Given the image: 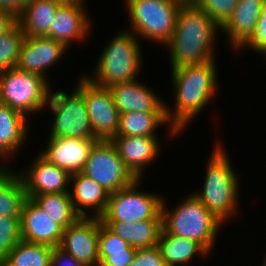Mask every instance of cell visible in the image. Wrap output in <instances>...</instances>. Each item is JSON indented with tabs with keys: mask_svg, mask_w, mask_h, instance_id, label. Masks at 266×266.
<instances>
[{
	"mask_svg": "<svg viewBox=\"0 0 266 266\" xmlns=\"http://www.w3.org/2000/svg\"><path fill=\"white\" fill-rule=\"evenodd\" d=\"M220 27L191 0H185L177 13L174 33L164 45L171 52V70L215 59L214 38Z\"/></svg>",
	"mask_w": 266,
	"mask_h": 266,
	"instance_id": "cell-1",
	"label": "cell"
},
{
	"mask_svg": "<svg viewBox=\"0 0 266 266\" xmlns=\"http://www.w3.org/2000/svg\"><path fill=\"white\" fill-rule=\"evenodd\" d=\"M216 70L214 59L172 70L175 106L173 111L165 106V113L173 136L183 131L213 97L217 89Z\"/></svg>",
	"mask_w": 266,
	"mask_h": 266,
	"instance_id": "cell-2",
	"label": "cell"
},
{
	"mask_svg": "<svg viewBox=\"0 0 266 266\" xmlns=\"http://www.w3.org/2000/svg\"><path fill=\"white\" fill-rule=\"evenodd\" d=\"M217 145L209 156L203 191L193 195L218 220L225 223L238 211L239 182L226 151Z\"/></svg>",
	"mask_w": 266,
	"mask_h": 266,
	"instance_id": "cell-3",
	"label": "cell"
},
{
	"mask_svg": "<svg viewBox=\"0 0 266 266\" xmlns=\"http://www.w3.org/2000/svg\"><path fill=\"white\" fill-rule=\"evenodd\" d=\"M124 31L116 34L104 48L96 65V77L86 76L93 84L109 88L117 83L134 81L139 75L143 63L141 43L133 32Z\"/></svg>",
	"mask_w": 266,
	"mask_h": 266,
	"instance_id": "cell-4",
	"label": "cell"
},
{
	"mask_svg": "<svg viewBox=\"0 0 266 266\" xmlns=\"http://www.w3.org/2000/svg\"><path fill=\"white\" fill-rule=\"evenodd\" d=\"M164 202L162 200L161 205L163 229L169 234L193 239L211 252L223 223L193 194L177 204L172 211L166 210Z\"/></svg>",
	"mask_w": 266,
	"mask_h": 266,
	"instance_id": "cell-5",
	"label": "cell"
},
{
	"mask_svg": "<svg viewBox=\"0 0 266 266\" xmlns=\"http://www.w3.org/2000/svg\"><path fill=\"white\" fill-rule=\"evenodd\" d=\"M185 0H127L131 32L137 38L167 44L173 36L177 13ZM140 36V37H139Z\"/></svg>",
	"mask_w": 266,
	"mask_h": 266,
	"instance_id": "cell-6",
	"label": "cell"
},
{
	"mask_svg": "<svg viewBox=\"0 0 266 266\" xmlns=\"http://www.w3.org/2000/svg\"><path fill=\"white\" fill-rule=\"evenodd\" d=\"M48 80L17 67L0 72V93L4 105L24 115L47 107L50 95Z\"/></svg>",
	"mask_w": 266,
	"mask_h": 266,
	"instance_id": "cell-7",
	"label": "cell"
},
{
	"mask_svg": "<svg viewBox=\"0 0 266 266\" xmlns=\"http://www.w3.org/2000/svg\"><path fill=\"white\" fill-rule=\"evenodd\" d=\"M140 180L109 194L107 208L100 217L101 222H139L145 220H163L162 200L159 195L138 191ZM137 190V191H136Z\"/></svg>",
	"mask_w": 266,
	"mask_h": 266,
	"instance_id": "cell-8",
	"label": "cell"
},
{
	"mask_svg": "<svg viewBox=\"0 0 266 266\" xmlns=\"http://www.w3.org/2000/svg\"><path fill=\"white\" fill-rule=\"evenodd\" d=\"M50 94L47 105L55 117L49 138H94L83 94L77 88Z\"/></svg>",
	"mask_w": 266,
	"mask_h": 266,
	"instance_id": "cell-9",
	"label": "cell"
},
{
	"mask_svg": "<svg viewBox=\"0 0 266 266\" xmlns=\"http://www.w3.org/2000/svg\"><path fill=\"white\" fill-rule=\"evenodd\" d=\"M82 173L109 194L131 185L137 178L126 167L111 141L98 140L91 148Z\"/></svg>",
	"mask_w": 266,
	"mask_h": 266,
	"instance_id": "cell-10",
	"label": "cell"
},
{
	"mask_svg": "<svg viewBox=\"0 0 266 266\" xmlns=\"http://www.w3.org/2000/svg\"><path fill=\"white\" fill-rule=\"evenodd\" d=\"M82 77L76 88L84 96L94 138L111 141L117 136L120 119L112 94L109 88L93 84L86 75Z\"/></svg>",
	"mask_w": 266,
	"mask_h": 266,
	"instance_id": "cell-11",
	"label": "cell"
},
{
	"mask_svg": "<svg viewBox=\"0 0 266 266\" xmlns=\"http://www.w3.org/2000/svg\"><path fill=\"white\" fill-rule=\"evenodd\" d=\"M58 247L86 266H98L99 218L80 217L63 230Z\"/></svg>",
	"mask_w": 266,
	"mask_h": 266,
	"instance_id": "cell-12",
	"label": "cell"
},
{
	"mask_svg": "<svg viewBox=\"0 0 266 266\" xmlns=\"http://www.w3.org/2000/svg\"><path fill=\"white\" fill-rule=\"evenodd\" d=\"M36 158L35 163L28 167L29 170L17 172L24 184L27 197L32 199L40 194L70 192V174L49 162L41 154Z\"/></svg>",
	"mask_w": 266,
	"mask_h": 266,
	"instance_id": "cell-13",
	"label": "cell"
},
{
	"mask_svg": "<svg viewBox=\"0 0 266 266\" xmlns=\"http://www.w3.org/2000/svg\"><path fill=\"white\" fill-rule=\"evenodd\" d=\"M97 141L96 138H49L46 150L40 154L71 175L82 172L90 150Z\"/></svg>",
	"mask_w": 266,
	"mask_h": 266,
	"instance_id": "cell-14",
	"label": "cell"
},
{
	"mask_svg": "<svg viewBox=\"0 0 266 266\" xmlns=\"http://www.w3.org/2000/svg\"><path fill=\"white\" fill-rule=\"evenodd\" d=\"M21 240L58 247L63 228L54 222L31 198H27L20 217Z\"/></svg>",
	"mask_w": 266,
	"mask_h": 266,
	"instance_id": "cell-15",
	"label": "cell"
},
{
	"mask_svg": "<svg viewBox=\"0 0 266 266\" xmlns=\"http://www.w3.org/2000/svg\"><path fill=\"white\" fill-rule=\"evenodd\" d=\"M67 49L63 43L51 38L25 36L16 67L46 78L44 71L54 65Z\"/></svg>",
	"mask_w": 266,
	"mask_h": 266,
	"instance_id": "cell-16",
	"label": "cell"
},
{
	"mask_svg": "<svg viewBox=\"0 0 266 266\" xmlns=\"http://www.w3.org/2000/svg\"><path fill=\"white\" fill-rule=\"evenodd\" d=\"M120 114L127 112L165 113L166 104L156 93L138 80L117 83L109 87Z\"/></svg>",
	"mask_w": 266,
	"mask_h": 266,
	"instance_id": "cell-17",
	"label": "cell"
},
{
	"mask_svg": "<svg viewBox=\"0 0 266 266\" xmlns=\"http://www.w3.org/2000/svg\"><path fill=\"white\" fill-rule=\"evenodd\" d=\"M84 3H63L50 25L49 33L45 36L63 43L66 47L73 41H82L90 31V20L83 7Z\"/></svg>",
	"mask_w": 266,
	"mask_h": 266,
	"instance_id": "cell-18",
	"label": "cell"
},
{
	"mask_svg": "<svg viewBox=\"0 0 266 266\" xmlns=\"http://www.w3.org/2000/svg\"><path fill=\"white\" fill-rule=\"evenodd\" d=\"M157 139L144 136H115L111 142L126 167L137 179H141L143 168L148 167L158 157L160 143Z\"/></svg>",
	"mask_w": 266,
	"mask_h": 266,
	"instance_id": "cell-19",
	"label": "cell"
},
{
	"mask_svg": "<svg viewBox=\"0 0 266 266\" xmlns=\"http://www.w3.org/2000/svg\"><path fill=\"white\" fill-rule=\"evenodd\" d=\"M266 0H239L230 18L221 27L233 49L241 48L254 32Z\"/></svg>",
	"mask_w": 266,
	"mask_h": 266,
	"instance_id": "cell-20",
	"label": "cell"
},
{
	"mask_svg": "<svg viewBox=\"0 0 266 266\" xmlns=\"http://www.w3.org/2000/svg\"><path fill=\"white\" fill-rule=\"evenodd\" d=\"M70 181H73V192L69 193L75 212L80 217L100 218L107 208L109 193L82 172L71 174ZM87 209H93L96 212L90 216L87 214Z\"/></svg>",
	"mask_w": 266,
	"mask_h": 266,
	"instance_id": "cell-21",
	"label": "cell"
},
{
	"mask_svg": "<svg viewBox=\"0 0 266 266\" xmlns=\"http://www.w3.org/2000/svg\"><path fill=\"white\" fill-rule=\"evenodd\" d=\"M111 232L137 249L153 248L163 229V220L133 222H102Z\"/></svg>",
	"mask_w": 266,
	"mask_h": 266,
	"instance_id": "cell-22",
	"label": "cell"
},
{
	"mask_svg": "<svg viewBox=\"0 0 266 266\" xmlns=\"http://www.w3.org/2000/svg\"><path fill=\"white\" fill-rule=\"evenodd\" d=\"M28 117L10 108L8 105L0 107V157L12 155L24 143L27 136ZM4 157V158H3Z\"/></svg>",
	"mask_w": 266,
	"mask_h": 266,
	"instance_id": "cell-23",
	"label": "cell"
},
{
	"mask_svg": "<svg viewBox=\"0 0 266 266\" xmlns=\"http://www.w3.org/2000/svg\"><path fill=\"white\" fill-rule=\"evenodd\" d=\"M61 4L56 0H31L17 19L24 35L45 37Z\"/></svg>",
	"mask_w": 266,
	"mask_h": 266,
	"instance_id": "cell-24",
	"label": "cell"
},
{
	"mask_svg": "<svg viewBox=\"0 0 266 266\" xmlns=\"http://www.w3.org/2000/svg\"><path fill=\"white\" fill-rule=\"evenodd\" d=\"M166 266L186 265L196 254L208 255L209 252L197 241L178 237L162 229L158 245Z\"/></svg>",
	"mask_w": 266,
	"mask_h": 266,
	"instance_id": "cell-25",
	"label": "cell"
},
{
	"mask_svg": "<svg viewBox=\"0 0 266 266\" xmlns=\"http://www.w3.org/2000/svg\"><path fill=\"white\" fill-rule=\"evenodd\" d=\"M19 175L6 167L0 172V216L21 217L27 199Z\"/></svg>",
	"mask_w": 266,
	"mask_h": 266,
	"instance_id": "cell-26",
	"label": "cell"
},
{
	"mask_svg": "<svg viewBox=\"0 0 266 266\" xmlns=\"http://www.w3.org/2000/svg\"><path fill=\"white\" fill-rule=\"evenodd\" d=\"M32 200L63 229L80 218L74 210L69 192L35 195Z\"/></svg>",
	"mask_w": 266,
	"mask_h": 266,
	"instance_id": "cell-27",
	"label": "cell"
},
{
	"mask_svg": "<svg viewBox=\"0 0 266 266\" xmlns=\"http://www.w3.org/2000/svg\"><path fill=\"white\" fill-rule=\"evenodd\" d=\"M166 123V113L127 112L120 114L117 136L157 137L155 130Z\"/></svg>",
	"mask_w": 266,
	"mask_h": 266,
	"instance_id": "cell-28",
	"label": "cell"
},
{
	"mask_svg": "<svg viewBox=\"0 0 266 266\" xmlns=\"http://www.w3.org/2000/svg\"><path fill=\"white\" fill-rule=\"evenodd\" d=\"M52 246L20 240L0 266H50Z\"/></svg>",
	"mask_w": 266,
	"mask_h": 266,
	"instance_id": "cell-29",
	"label": "cell"
},
{
	"mask_svg": "<svg viewBox=\"0 0 266 266\" xmlns=\"http://www.w3.org/2000/svg\"><path fill=\"white\" fill-rule=\"evenodd\" d=\"M24 39L25 35L18 22L0 35V72L17 66Z\"/></svg>",
	"mask_w": 266,
	"mask_h": 266,
	"instance_id": "cell-30",
	"label": "cell"
},
{
	"mask_svg": "<svg viewBox=\"0 0 266 266\" xmlns=\"http://www.w3.org/2000/svg\"><path fill=\"white\" fill-rule=\"evenodd\" d=\"M20 240V217L0 216V263Z\"/></svg>",
	"mask_w": 266,
	"mask_h": 266,
	"instance_id": "cell-31",
	"label": "cell"
},
{
	"mask_svg": "<svg viewBox=\"0 0 266 266\" xmlns=\"http://www.w3.org/2000/svg\"><path fill=\"white\" fill-rule=\"evenodd\" d=\"M221 28L230 18L239 0H191Z\"/></svg>",
	"mask_w": 266,
	"mask_h": 266,
	"instance_id": "cell-32",
	"label": "cell"
},
{
	"mask_svg": "<svg viewBox=\"0 0 266 266\" xmlns=\"http://www.w3.org/2000/svg\"><path fill=\"white\" fill-rule=\"evenodd\" d=\"M130 245L111 232L99 218V255H109V252L125 251Z\"/></svg>",
	"mask_w": 266,
	"mask_h": 266,
	"instance_id": "cell-33",
	"label": "cell"
},
{
	"mask_svg": "<svg viewBox=\"0 0 266 266\" xmlns=\"http://www.w3.org/2000/svg\"><path fill=\"white\" fill-rule=\"evenodd\" d=\"M251 47L266 56V3L257 21L252 37L241 47Z\"/></svg>",
	"mask_w": 266,
	"mask_h": 266,
	"instance_id": "cell-34",
	"label": "cell"
},
{
	"mask_svg": "<svg viewBox=\"0 0 266 266\" xmlns=\"http://www.w3.org/2000/svg\"><path fill=\"white\" fill-rule=\"evenodd\" d=\"M128 266H166L157 246L137 249L133 261Z\"/></svg>",
	"mask_w": 266,
	"mask_h": 266,
	"instance_id": "cell-35",
	"label": "cell"
},
{
	"mask_svg": "<svg viewBox=\"0 0 266 266\" xmlns=\"http://www.w3.org/2000/svg\"><path fill=\"white\" fill-rule=\"evenodd\" d=\"M137 248L129 246L125 251L109 252L99 255L98 266H128L134 259Z\"/></svg>",
	"mask_w": 266,
	"mask_h": 266,
	"instance_id": "cell-36",
	"label": "cell"
},
{
	"mask_svg": "<svg viewBox=\"0 0 266 266\" xmlns=\"http://www.w3.org/2000/svg\"><path fill=\"white\" fill-rule=\"evenodd\" d=\"M50 266H86L60 247H53L50 255Z\"/></svg>",
	"mask_w": 266,
	"mask_h": 266,
	"instance_id": "cell-37",
	"label": "cell"
},
{
	"mask_svg": "<svg viewBox=\"0 0 266 266\" xmlns=\"http://www.w3.org/2000/svg\"><path fill=\"white\" fill-rule=\"evenodd\" d=\"M31 0H0V10L11 13L17 19Z\"/></svg>",
	"mask_w": 266,
	"mask_h": 266,
	"instance_id": "cell-38",
	"label": "cell"
},
{
	"mask_svg": "<svg viewBox=\"0 0 266 266\" xmlns=\"http://www.w3.org/2000/svg\"><path fill=\"white\" fill-rule=\"evenodd\" d=\"M17 22L11 13L0 10V35L8 32Z\"/></svg>",
	"mask_w": 266,
	"mask_h": 266,
	"instance_id": "cell-39",
	"label": "cell"
},
{
	"mask_svg": "<svg viewBox=\"0 0 266 266\" xmlns=\"http://www.w3.org/2000/svg\"><path fill=\"white\" fill-rule=\"evenodd\" d=\"M63 3H85V0H56Z\"/></svg>",
	"mask_w": 266,
	"mask_h": 266,
	"instance_id": "cell-40",
	"label": "cell"
},
{
	"mask_svg": "<svg viewBox=\"0 0 266 266\" xmlns=\"http://www.w3.org/2000/svg\"><path fill=\"white\" fill-rule=\"evenodd\" d=\"M3 105V101H2V97H1V93H0V107Z\"/></svg>",
	"mask_w": 266,
	"mask_h": 266,
	"instance_id": "cell-41",
	"label": "cell"
},
{
	"mask_svg": "<svg viewBox=\"0 0 266 266\" xmlns=\"http://www.w3.org/2000/svg\"><path fill=\"white\" fill-rule=\"evenodd\" d=\"M5 168L2 164H0V172Z\"/></svg>",
	"mask_w": 266,
	"mask_h": 266,
	"instance_id": "cell-42",
	"label": "cell"
},
{
	"mask_svg": "<svg viewBox=\"0 0 266 266\" xmlns=\"http://www.w3.org/2000/svg\"><path fill=\"white\" fill-rule=\"evenodd\" d=\"M263 266H266V258H265V261H264V263H263Z\"/></svg>",
	"mask_w": 266,
	"mask_h": 266,
	"instance_id": "cell-43",
	"label": "cell"
}]
</instances>
